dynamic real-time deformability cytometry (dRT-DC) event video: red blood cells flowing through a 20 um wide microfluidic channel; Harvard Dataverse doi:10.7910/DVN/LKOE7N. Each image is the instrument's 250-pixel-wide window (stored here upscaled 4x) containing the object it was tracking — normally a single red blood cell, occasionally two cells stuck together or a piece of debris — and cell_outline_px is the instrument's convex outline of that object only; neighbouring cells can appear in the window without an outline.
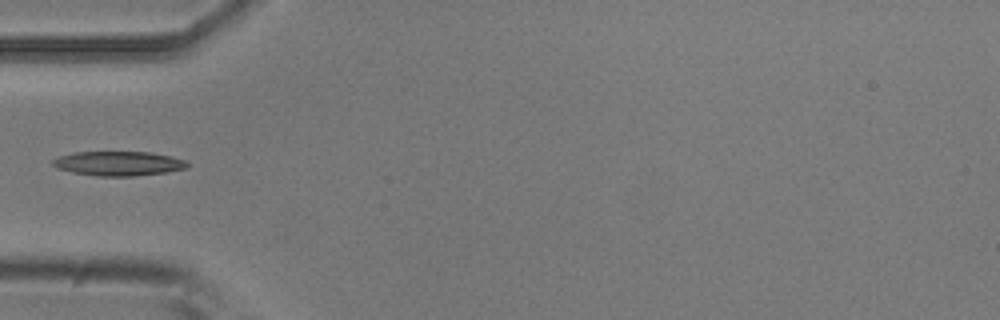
{"species": "common noctule bat (a hibernating species)", "species_latin": "Nyctalus noctula", "temperature_condition": "room temperature", "stored_images_in_passage": 4, "camera_frame_rate_fps": 3000, "um_per_image_px": 0.085, "animal": {"sex": "male", "body_mass_g": 20.5, "forearm_length_mm": 52.5}, "frame": {"image": 1, "passage_image": 3, "time_ms": 2.333, "image_size_px": [1000, 320], "cell_outline_px": [[188, 164], [184, 168], [168, 172], [132, 176], [96, 176], [72, 172], [56, 168], [52, 164], [52, 160], [60, 156], [76, 152], [148, 152], [172, 156], [184, 160]], "centroid_in_image_um": [10.04, 13.9], "position_along_channel_um": 75.0, "area_um2": 19.02}}
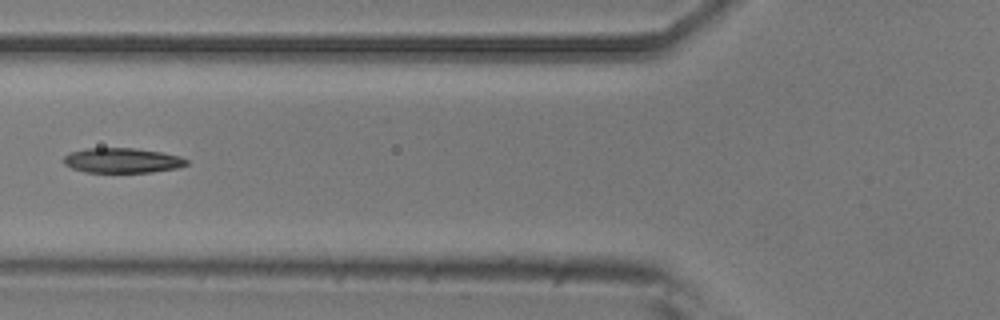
{"frame": {"image": 2, "passage_image": 4, "time_ms": 3.333, "image_size_px": [1000, 320], "cell_outline_px": [[188, 164], [176, 168], [152, 172], [84, 172], [72, 168], [64, 164], [64, 156], [68, 152], [88, 148], [136, 148], [160, 152], [180, 156], [188, 160]], "centroid_in_image_um": [10.37, 13.63], "position_along_channel_um": 115.4, "area_um2": 17.86}}